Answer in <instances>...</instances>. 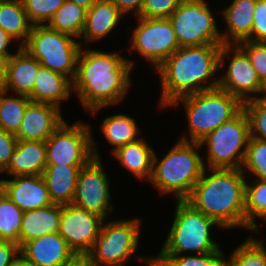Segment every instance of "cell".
Instances as JSON below:
<instances>
[{
    "label": "cell",
    "mask_w": 266,
    "mask_h": 266,
    "mask_svg": "<svg viewBox=\"0 0 266 266\" xmlns=\"http://www.w3.org/2000/svg\"><path fill=\"white\" fill-rule=\"evenodd\" d=\"M134 65L119 50L109 53L82 46L73 92L83 108L95 116L102 108L118 105L124 99L132 84L130 74Z\"/></svg>",
    "instance_id": "cell-1"
},
{
    "label": "cell",
    "mask_w": 266,
    "mask_h": 266,
    "mask_svg": "<svg viewBox=\"0 0 266 266\" xmlns=\"http://www.w3.org/2000/svg\"><path fill=\"white\" fill-rule=\"evenodd\" d=\"M222 44L179 47L155 70L161 83L160 108L177 99L218 87ZM207 83V84H206Z\"/></svg>",
    "instance_id": "cell-2"
},
{
    "label": "cell",
    "mask_w": 266,
    "mask_h": 266,
    "mask_svg": "<svg viewBox=\"0 0 266 266\" xmlns=\"http://www.w3.org/2000/svg\"><path fill=\"white\" fill-rule=\"evenodd\" d=\"M246 179L242 169L205 168L185 201L215 220L222 229H246Z\"/></svg>",
    "instance_id": "cell-3"
},
{
    "label": "cell",
    "mask_w": 266,
    "mask_h": 266,
    "mask_svg": "<svg viewBox=\"0 0 266 266\" xmlns=\"http://www.w3.org/2000/svg\"><path fill=\"white\" fill-rule=\"evenodd\" d=\"M201 148L199 142L178 140L161 160L154 152L149 183L161 195L173 193L176 201L186 200L205 170Z\"/></svg>",
    "instance_id": "cell-4"
},
{
    "label": "cell",
    "mask_w": 266,
    "mask_h": 266,
    "mask_svg": "<svg viewBox=\"0 0 266 266\" xmlns=\"http://www.w3.org/2000/svg\"><path fill=\"white\" fill-rule=\"evenodd\" d=\"M180 102L185 109L190 136L184 134L180 138L183 141L199 142L243 109V103L237 97L218 87L184 96L170 106L178 107Z\"/></svg>",
    "instance_id": "cell-5"
},
{
    "label": "cell",
    "mask_w": 266,
    "mask_h": 266,
    "mask_svg": "<svg viewBox=\"0 0 266 266\" xmlns=\"http://www.w3.org/2000/svg\"><path fill=\"white\" fill-rule=\"evenodd\" d=\"M172 226L157 255H183L189 252L206 254L217 252L220 245L211 236L212 227H222L211 217L194 209L185 200L176 201Z\"/></svg>",
    "instance_id": "cell-6"
},
{
    "label": "cell",
    "mask_w": 266,
    "mask_h": 266,
    "mask_svg": "<svg viewBox=\"0 0 266 266\" xmlns=\"http://www.w3.org/2000/svg\"><path fill=\"white\" fill-rule=\"evenodd\" d=\"M83 44L75 37L50 29L47 25H33L22 46L41 66L65 75L72 81Z\"/></svg>",
    "instance_id": "cell-7"
},
{
    "label": "cell",
    "mask_w": 266,
    "mask_h": 266,
    "mask_svg": "<svg viewBox=\"0 0 266 266\" xmlns=\"http://www.w3.org/2000/svg\"><path fill=\"white\" fill-rule=\"evenodd\" d=\"M249 138L250 122L246 111L242 109L199 141L201 147L206 145L207 148L205 168L241 169Z\"/></svg>",
    "instance_id": "cell-8"
},
{
    "label": "cell",
    "mask_w": 266,
    "mask_h": 266,
    "mask_svg": "<svg viewBox=\"0 0 266 266\" xmlns=\"http://www.w3.org/2000/svg\"><path fill=\"white\" fill-rule=\"evenodd\" d=\"M142 220L130 218L103 222L99 237L88 253L95 266H125L139 249Z\"/></svg>",
    "instance_id": "cell-9"
},
{
    "label": "cell",
    "mask_w": 266,
    "mask_h": 266,
    "mask_svg": "<svg viewBox=\"0 0 266 266\" xmlns=\"http://www.w3.org/2000/svg\"><path fill=\"white\" fill-rule=\"evenodd\" d=\"M92 127L81 121L69 125L66 120L47 139V165H86L101 158L92 139Z\"/></svg>",
    "instance_id": "cell-10"
},
{
    "label": "cell",
    "mask_w": 266,
    "mask_h": 266,
    "mask_svg": "<svg viewBox=\"0 0 266 266\" xmlns=\"http://www.w3.org/2000/svg\"><path fill=\"white\" fill-rule=\"evenodd\" d=\"M205 0H182L168 18L179 47L222 44L221 32Z\"/></svg>",
    "instance_id": "cell-11"
},
{
    "label": "cell",
    "mask_w": 266,
    "mask_h": 266,
    "mask_svg": "<svg viewBox=\"0 0 266 266\" xmlns=\"http://www.w3.org/2000/svg\"><path fill=\"white\" fill-rule=\"evenodd\" d=\"M226 57L230 61L223 75H220L218 88L237 97L242 103L259 98L262 82L247 53L238 44H222L219 70L226 66L223 61Z\"/></svg>",
    "instance_id": "cell-12"
},
{
    "label": "cell",
    "mask_w": 266,
    "mask_h": 266,
    "mask_svg": "<svg viewBox=\"0 0 266 266\" xmlns=\"http://www.w3.org/2000/svg\"><path fill=\"white\" fill-rule=\"evenodd\" d=\"M135 18L129 51L139 53L156 69L179 48L174 27L168 18Z\"/></svg>",
    "instance_id": "cell-13"
},
{
    "label": "cell",
    "mask_w": 266,
    "mask_h": 266,
    "mask_svg": "<svg viewBox=\"0 0 266 266\" xmlns=\"http://www.w3.org/2000/svg\"><path fill=\"white\" fill-rule=\"evenodd\" d=\"M101 158L93 157L78 175L76 190L71 204L95 213L105 220L114 211L107 177Z\"/></svg>",
    "instance_id": "cell-14"
},
{
    "label": "cell",
    "mask_w": 266,
    "mask_h": 266,
    "mask_svg": "<svg viewBox=\"0 0 266 266\" xmlns=\"http://www.w3.org/2000/svg\"><path fill=\"white\" fill-rule=\"evenodd\" d=\"M104 220L73 204L61 205L58 233L75 254H88L99 237Z\"/></svg>",
    "instance_id": "cell-15"
},
{
    "label": "cell",
    "mask_w": 266,
    "mask_h": 266,
    "mask_svg": "<svg viewBox=\"0 0 266 266\" xmlns=\"http://www.w3.org/2000/svg\"><path fill=\"white\" fill-rule=\"evenodd\" d=\"M20 258L32 266H63L75 253L58 232L23 243Z\"/></svg>",
    "instance_id": "cell-16"
},
{
    "label": "cell",
    "mask_w": 266,
    "mask_h": 266,
    "mask_svg": "<svg viewBox=\"0 0 266 266\" xmlns=\"http://www.w3.org/2000/svg\"><path fill=\"white\" fill-rule=\"evenodd\" d=\"M0 189L24 212L53 204L42 175L0 179Z\"/></svg>",
    "instance_id": "cell-17"
},
{
    "label": "cell",
    "mask_w": 266,
    "mask_h": 266,
    "mask_svg": "<svg viewBox=\"0 0 266 266\" xmlns=\"http://www.w3.org/2000/svg\"><path fill=\"white\" fill-rule=\"evenodd\" d=\"M59 107L47 103L31 102L24 113L20 129L15 135L18 140L47 141L65 121Z\"/></svg>",
    "instance_id": "cell-18"
},
{
    "label": "cell",
    "mask_w": 266,
    "mask_h": 266,
    "mask_svg": "<svg viewBox=\"0 0 266 266\" xmlns=\"http://www.w3.org/2000/svg\"><path fill=\"white\" fill-rule=\"evenodd\" d=\"M256 3L257 0H233L220 10L228 28L221 31L222 44H239L250 37Z\"/></svg>",
    "instance_id": "cell-19"
},
{
    "label": "cell",
    "mask_w": 266,
    "mask_h": 266,
    "mask_svg": "<svg viewBox=\"0 0 266 266\" xmlns=\"http://www.w3.org/2000/svg\"><path fill=\"white\" fill-rule=\"evenodd\" d=\"M46 165L45 141L18 140L3 172L10 176L42 175Z\"/></svg>",
    "instance_id": "cell-20"
},
{
    "label": "cell",
    "mask_w": 266,
    "mask_h": 266,
    "mask_svg": "<svg viewBox=\"0 0 266 266\" xmlns=\"http://www.w3.org/2000/svg\"><path fill=\"white\" fill-rule=\"evenodd\" d=\"M17 49L16 53L8 59L7 79L4 90L7 93L11 90L15 94L30 97L36 74L41 64L23 47L18 46Z\"/></svg>",
    "instance_id": "cell-21"
},
{
    "label": "cell",
    "mask_w": 266,
    "mask_h": 266,
    "mask_svg": "<svg viewBox=\"0 0 266 266\" xmlns=\"http://www.w3.org/2000/svg\"><path fill=\"white\" fill-rule=\"evenodd\" d=\"M123 16L111 0H97L86 12V23L80 36L84 47L112 33Z\"/></svg>",
    "instance_id": "cell-22"
},
{
    "label": "cell",
    "mask_w": 266,
    "mask_h": 266,
    "mask_svg": "<svg viewBox=\"0 0 266 266\" xmlns=\"http://www.w3.org/2000/svg\"><path fill=\"white\" fill-rule=\"evenodd\" d=\"M72 91L73 81L69 77L40 66L29 98L35 103H47L61 108L60 103L69 99Z\"/></svg>",
    "instance_id": "cell-23"
},
{
    "label": "cell",
    "mask_w": 266,
    "mask_h": 266,
    "mask_svg": "<svg viewBox=\"0 0 266 266\" xmlns=\"http://www.w3.org/2000/svg\"><path fill=\"white\" fill-rule=\"evenodd\" d=\"M84 165H46L42 177L55 204H71L79 172Z\"/></svg>",
    "instance_id": "cell-24"
},
{
    "label": "cell",
    "mask_w": 266,
    "mask_h": 266,
    "mask_svg": "<svg viewBox=\"0 0 266 266\" xmlns=\"http://www.w3.org/2000/svg\"><path fill=\"white\" fill-rule=\"evenodd\" d=\"M60 219L61 204L53 203L47 207L24 212L19 234V247L32 239L58 232Z\"/></svg>",
    "instance_id": "cell-25"
},
{
    "label": "cell",
    "mask_w": 266,
    "mask_h": 266,
    "mask_svg": "<svg viewBox=\"0 0 266 266\" xmlns=\"http://www.w3.org/2000/svg\"><path fill=\"white\" fill-rule=\"evenodd\" d=\"M154 149L140 137L138 140L119 147L112 155L137 179L150 180Z\"/></svg>",
    "instance_id": "cell-26"
},
{
    "label": "cell",
    "mask_w": 266,
    "mask_h": 266,
    "mask_svg": "<svg viewBox=\"0 0 266 266\" xmlns=\"http://www.w3.org/2000/svg\"><path fill=\"white\" fill-rule=\"evenodd\" d=\"M32 26L21 0H0V27L19 40V46L26 43Z\"/></svg>",
    "instance_id": "cell-27"
},
{
    "label": "cell",
    "mask_w": 266,
    "mask_h": 266,
    "mask_svg": "<svg viewBox=\"0 0 266 266\" xmlns=\"http://www.w3.org/2000/svg\"><path fill=\"white\" fill-rule=\"evenodd\" d=\"M100 128L109 144L113 145L112 152L139 139L140 130L136 121L126 114L107 116Z\"/></svg>",
    "instance_id": "cell-28"
},
{
    "label": "cell",
    "mask_w": 266,
    "mask_h": 266,
    "mask_svg": "<svg viewBox=\"0 0 266 266\" xmlns=\"http://www.w3.org/2000/svg\"><path fill=\"white\" fill-rule=\"evenodd\" d=\"M86 12L85 8L65 0L47 26L79 39L86 23Z\"/></svg>",
    "instance_id": "cell-29"
},
{
    "label": "cell",
    "mask_w": 266,
    "mask_h": 266,
    "mask_svg": "<svg viewBox=\"0 0 266 266\" xmlns=\"http://www.w3.org/2000/svg\"><path fill=\"white\" fill-rule=\"evenodd\" d=\"M256 218H266V180L253 178L251 182L247 180L245 186L246 229L260 234Z\"/></svg>",
    "instance_id": "cell-30"
},
{
    "label": "cell",
    "mask_w": 266,
    "mask_h": 266,
    "mask_svg": "<svg viewBox=\"0 0 266 266\" xmlns=\"http://www.w3.org/2000/svg\"><path fill=\"white\" fill-rule=\"evenodd\" d=\"M5 90L0 91V128L16 135L27 106L32 102L24 95H6ZM15 95V96H14Z\"/></svg>",
    "instance_id": "cell-31"
},
{
    "label": "cell",
    "mask_w": 266,
    "mask_h": 266,
    "mask_svg": "<svg viewBox=\"0 0 266 266\" xmlns=\"http://www.w3.org/2000/svg\"><path fill=\"white\" fill-rule=\"evenodd\" d=\"M22 211L0 189V239L12 241L19 246V234L22 226Z\"/></svg>",
    "instance_id": "cell-32"
},
{
    "label": "cell",
    "mask_w": 266,
    "mask_h": 266,
    "mask_svg": "<svg viewBox=\"0 0 266 266\" xmlns=\"http://www.w3.org/2000/svg\"><path fill=\"white\" fill-rule=\"evenodd\" d=\"M222 249L217 252L190 255H155L152 262L156 266H226Z\"/></svg>",
    "instance_id": "cell-33"
},
{
    "label": "cell",
    "mask_w": 266,
    "mask_h": 266,
    "mask_svg": "<svg viewBox=\"0 0 266 266\" xmlns=\"http://www.w3.org/2000/svg\"><path fill=\"white\" fill-rule=\"evenodd\" d=\"M263 242L250 236L226 258V266H266V247Z\"/></svg>",
    "instance_id": "cell-34"
},
{
    "label": "cell",
    "mask_w": 266,
    "mask_h": 266,
    "mask_svg": "<svg viewBox=\"0 0 266 266\" xmlns=\"http://www.w3.org/2000/svg\"><path fill=\"white\" fill-rule=\"evenodd\" d=\"M242 172L254 175V179L266 180V141L250 137Z\"/></svg>",
    "instance_id": "cell-35"
},
{
    "label": "cell",
    "mask_w": 266,
    "mask_h": 266,
    "mask_svg": "<svg viewBox=\"0 0 266 266\" xmlns=\"http://www.w3.org/2000/svg\"><path fill=\"white\" fill-rule=\"evenodd\" d=\"M32 25H47L65 0H21Z\"/></svg>",
    "instance_id": "cell-36"
},
{
    "label": "cell",
    "mask_w": 266,
    "mask_h": 266,
    "mask_svg": "<svg viewBox=\"0 0 266 266\" xmlns=\"http://www.w3.org/2000/svg\"><path fill=\"white\" fill-rule=\"evenodd\" d=\"M250 122V137L266 141V100L252 99L243 103Z\"/></svg>",
    "instance_id": "cell-37"
},
{
    "label": "cell",
    "mask_w": 266,
    "mask_h": 266,
    "mask_svg": "<svg viewBox=\"0 0 266 266\" xmlns=\"http://www.w3.org/2000/svg\"><path fill=\"white\" fill-rule=\"evenodd\" d=\"M249 56L261 82L266 80V42L243 41L238 44Z\"/></svg>",
    "instance_id": "cell-38"
},
{
    "label": "cell",
    "mask_w": 266,
    "mask_h": 266,
    "mask_svg": "<svg viewBox=\"0 0 266 266\" xmlns=\"http://www.w3.org/2000/svg\"><path fill=\"white\" fill-rule=\"evenodd\" d=\"M182 0H144L138 17L169 18Z\"/></svg>",
    "instance_id": "cell-39"
},
{
    "label": "cell",
    "mask_w": 266,
    "mask_h": 266,
    "mask_svg": "<svg viewBox=\"0 0 266 266\" xmlns=\"http://www.w3.org/2000/svg\"><path fill=\"white\" fill-rule=\"evenodd\" d=\"M248 41H263L266 42V0H257L253 26Z\"/></svg>",
    "instance_id": "cell-40"
},
{
    "label": "cell",
    "mask_w": 266,
    "mask_h": 266,
    "mask_svg": "<svg viewBox=\"0 0 266 266\" xmlns=\"http://www.w3.org/2000/svg\"><path fill=\"white\" fill-rule=\"evenodd\" d=\"M18 139L14 134L0 128V174L9 166Z\"/></svg>",
    "instance_id": "cell-41"
},
{
    "label": "cell",
    "mask_w": 266,
    "mask_h": 266,
    "mask_svg": "<svg viewBox=\"0 0 266 266\" xmlns=\"http://www.w3.org/2000/svg\"><path fill=\"white\" fill-rule=\"evenodd\" d=\"M19 258L18 244L0 239V266H13Z\"/></svg>",
    "instance_id": "cell-42"
},
{
    "label": "cell",
    "mask_w": 266,
    "mask_h": 266,
    "mask_svg": "<svg viewBox=\"0 0 266 266\" xmlns=\"http://www.w3.org/2000/svg\"><path fill=\"white\" fill-rule=\"evenodd\" d=\"M125 16L133 12L134 16L140 15L144 0H111Z\"/></svg>",
    "instance_id": "cell-43"
},
{
    "label": "cell",
    "mask_w": 266,
    "mask_h": 266,
    "mask_svg": "<svg viewBox=\"0 0 266 266\" xmlns=\"http://www.w3.org/2000/svg\"><path fill=\"white\" fill-rule=\"evenodd\" d=\"M15 41L5 30L0 27V57L10 58L13 53L9 51V46Z\"/></svg>",
    "instance_id": "cell-44"
},
{
    "label": "cell",
    "mask_w": 266,
    "mask_h": 266,
    "mask_svg": "<svg viewBox=\"0 0 266 266\" xmlns=\"http://www.w3.org/2000/svg\"><path fill=\"white\" fill-rule=\"evenodd\" d=\"M63 266H95L88 254H75Z\"/></svg>",
    "instance_id": "cell-45"
},
{
    "label": "cell",
    "mask_w": 266,
    "mask_h": 266,
    "mask_svg": "<svg viewBox=\"0 0 266 266\" xmlns=\"http://www.w3.org/2000/svg\"><path fill=\"white\" fill-rule=\"evenodd\" d=\"M8 59L0 57V91H3L6 85Z\"/></svg>",
    "instance_id": "cell-46"
},
{
    "label": "cell",
    "mask_w": 266,
    "mask_h": 266,
    "mask_svg": "<svg viewBox=\"0 0 266 266\" xmlns=\"http://www.w3.org/2000/svg\"><path fill=\"white\" fill-rule=\"evenodd\" d=\"M66 1L76 3L77 5L88 10L97 0H66Z\"/></svg>",
    "instance_id": "cell-47"
},
{
    "label": "cell",
    "mask_w": 266,
    "mask_h": 266,
    "mask_svg": "<svg viewBox=\"0 0 266 266\" xmlns=\"http://www.w3.org/2000/svg\"><path fill=\"white\" fill-rule=\"evenodd\" d=\"M138 259L142 262H144L146 264V266H156L153 262H152V257H147V256H143V257H139L137 256Z\"/></svg>",
    "instance_id": "cell-48"
},
{
    "label": "cell",
    "mask_w": 266,
    "mask_h": 266,
    "mask_svg": "<svg viewBox=\"0 0 266 266\" xmlns=\"http://www.w3.org/2000/svg\"><path fill=\"white\" fill-rule=\"evenodd\" d=\"M260 95H261L259 96L260 99L266 100V80L262 82V89H261Z\"/></svg>",
    "instance_id": "cell-49"
},
{
    "label": "cell",
    "mask_w": 266,
    "mask_h": 266,
    "mask_svg": "<svg viewBox=\"0 0 266 266\" xmlns=\"http://www.w3.org/2000/svg\"><path fill=\"white\" fill-rule=\"evenodd\" d=\"M13 266H32L28 263H26L25 261H23L21 258H19Z\"/></svg>",
    "instance_id": "cell-50"
}]
</instances>
